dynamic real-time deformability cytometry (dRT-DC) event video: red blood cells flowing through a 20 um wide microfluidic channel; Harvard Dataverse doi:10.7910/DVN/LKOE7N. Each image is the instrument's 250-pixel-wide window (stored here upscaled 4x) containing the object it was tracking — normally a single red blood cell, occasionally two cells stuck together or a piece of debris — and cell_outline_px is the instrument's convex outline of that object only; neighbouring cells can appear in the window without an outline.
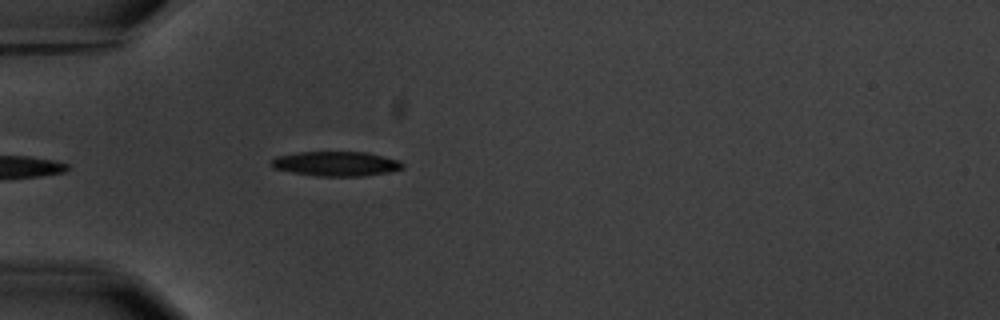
{"species": "common noctule bat (a hibernating species)", "species_latin": "Nyctalus noctula", "temperature_condition": "warm", "stored_images_in_passage": 4, "camera_frame_rate_fps": 3000, "um_per_image_px": 0.085, "animal": {"sex": "male", "body_mass_g": 20.1, "forearm_length_mm": 53.5}, "frame": {"image": 1, "passage_image": 4, "time_ms": 3.333, "image_size_px": [1000, 320], "cell_outline_px": [[404, 168], [388, 172], [360, 176], [320, 176], [292, 172], [272, 168], [268, 164], [276, 156], [300, 152], [368, 152], [400, 160], [404, 164]], "centroid_in_image_um": [28.56, 13.91], "position_along_channel_um": 56.4, "area_um2": 18.9}}